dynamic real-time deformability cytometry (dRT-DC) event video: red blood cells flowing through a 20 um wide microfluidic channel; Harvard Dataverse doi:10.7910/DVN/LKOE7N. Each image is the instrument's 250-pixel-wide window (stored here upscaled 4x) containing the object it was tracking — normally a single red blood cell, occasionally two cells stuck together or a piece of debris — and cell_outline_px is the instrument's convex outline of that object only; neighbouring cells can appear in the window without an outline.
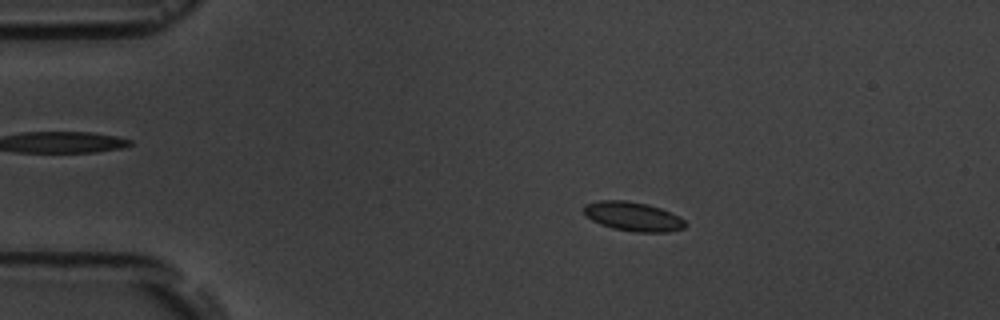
{"species": "common noctule bat (a hibernating species)", "species_latin": "Nyctalus noctula", "temperature_condition": "room temperature", "stored_images_in_passage": 4, "camera_frame_rate_fps": 3000, "um_per_image_px": 0.085, "animal": {"sex": "male", "body_mass_g": 19.5, "forearm_length_mm": 54.6}, "frame": {"image": 1, "passage_image": 2, "time_ms": 1.333, "image_size_px": [1000, 320], "cell_outline_px": [[688, 224], [684, 228], [668, 232], [636, 232], [612, 228], [600, 224], [592, 220], [584, 212], [584, 204], [600, 200], [624, 200], [648, 204], [672, 212], [680, 216]], "centroid_in_image_um": [53.84, 18.4], "position_along_channel_um": 31.2, "area_um2": 17.34}}